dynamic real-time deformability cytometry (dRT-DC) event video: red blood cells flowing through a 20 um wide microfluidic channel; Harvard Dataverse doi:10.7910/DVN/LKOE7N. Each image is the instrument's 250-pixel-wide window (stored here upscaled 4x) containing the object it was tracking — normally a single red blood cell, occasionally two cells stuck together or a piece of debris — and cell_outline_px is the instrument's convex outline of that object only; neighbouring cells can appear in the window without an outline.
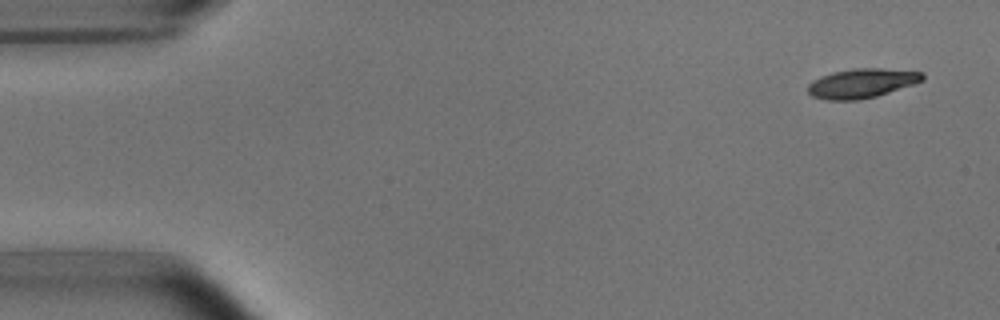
{"species": "common noctule bat (a hibernating species)", "species_latin": "Nyctalus noctula", "temperature_condition": "room temperature", "stored_images_in_passage": 5, "camera_frame_rate_fps": 3000, "um_per_image_px": 0.085, "animal": {"sex": "male", "body_mass_g": 15.6}, "frame": {"image": 1, "passage_image": 1, "time_ms": 0.0, "image_size_px": [1000, 320], "cell_outline_px": [[924, 80], [876, 96], [860, 100], [828, 100], [812, 96], [808, 92], [808, 84], [812, 80], [820, 76], [832, 72], [852, 68], [880, 68], [924, 72]], "centroid_in_image_um": [73.22, 7.07], "position_along_channel_um": 11.8, "area_um2": 19.59}}
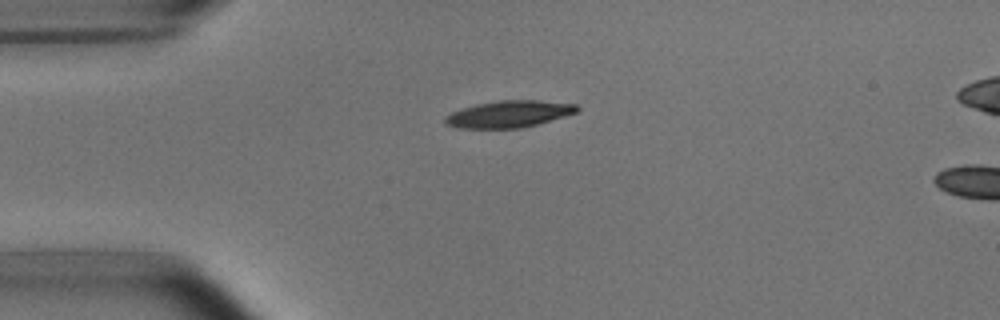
{"frame": {"image": 2, "passage_image": 3, "time_ms": 3.333, "image_size_px": [1000, 320], "cell_outline_px": [[580, 108], [576, 112], [536, 124], [520, 128], [456, 128], [444, 124], [444, 116], [452, 112], [476, 104], [500, 100], [536, 100], [576, 104]], "centroid_in_image_um": [43.2, 9.69], "position_along_channel_um": 41.8, "area_um2": 20.4}}